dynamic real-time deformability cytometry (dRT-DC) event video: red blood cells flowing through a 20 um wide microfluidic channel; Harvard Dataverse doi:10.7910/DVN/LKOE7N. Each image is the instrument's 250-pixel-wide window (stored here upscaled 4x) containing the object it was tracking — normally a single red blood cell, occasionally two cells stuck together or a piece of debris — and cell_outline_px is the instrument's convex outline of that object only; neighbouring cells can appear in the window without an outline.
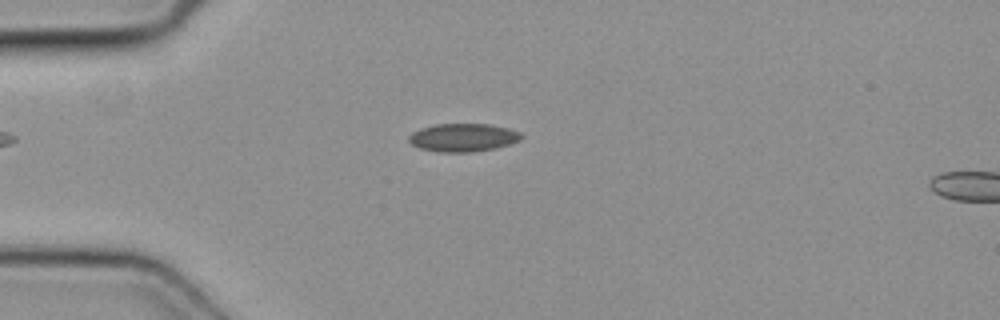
{"species": "common noctule bat (a hibernating species)", "species_latin": "Nyctalus noctula", "temperature_condition": "cold", "stored_images_in_passage": 4, "camera_frame_rate_fps": 3000, "um_per_image_px": 0.085, "animal": {"sex": "female", "body_mass_g": 19.3, "forearm_length_mm": 54.1}, "frame": {"image": 1, "passage_image": 1, "time_ms": 0.0, "image_size_px": [1000, 320], "cell_outline_px": [[524, 136], [520, 140], [496, 148], [468, 152], [436, 152], [420, 148], [412, 144], [408, 140], [408, 136], [412, 132], [420, 128], [436, 124], [488, 124], [508, 128], [520, 132]], "centroid_in_image_um": [39.34, 11.69], "position_along_channel_um": 45.7, "area_um2": 18.44}}